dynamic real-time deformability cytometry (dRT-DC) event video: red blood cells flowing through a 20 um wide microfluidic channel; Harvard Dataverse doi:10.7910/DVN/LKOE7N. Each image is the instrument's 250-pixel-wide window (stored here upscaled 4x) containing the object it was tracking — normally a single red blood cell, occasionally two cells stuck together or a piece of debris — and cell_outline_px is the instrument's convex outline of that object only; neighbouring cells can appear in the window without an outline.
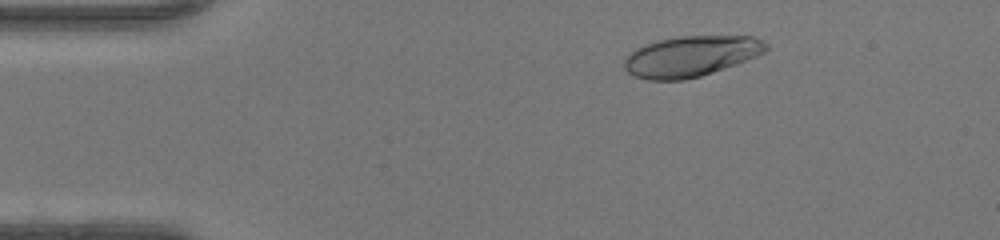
{"species": "human", "species_latin": "Homo sapiens", "temperature_condition": "warm", "stored_images_in_passage": 46, "camera_frame_rate_fps": 3000, "um_per_image_px": 0.085, "donor": {"sex": "female"}, "frame": {"image": 1, "passage_image": 6, "time_ms": 1.667, "image_size_px": [1000, 240], "cell_outline_px": [[768, 48], [764, 52], [756, 56], [736, 64], [700, 76], [684, 80], [648, 80], [636, 76], [628, 72], [624, 68], [624, 56], [636, 48], [644, 44], [676, 36], [752, 36], [764, 40], [768, 44]], "centroid_in_image_um": [58.71, 4.77], "position_along_channel_um": 26.3, "area_um2": 33.64}}
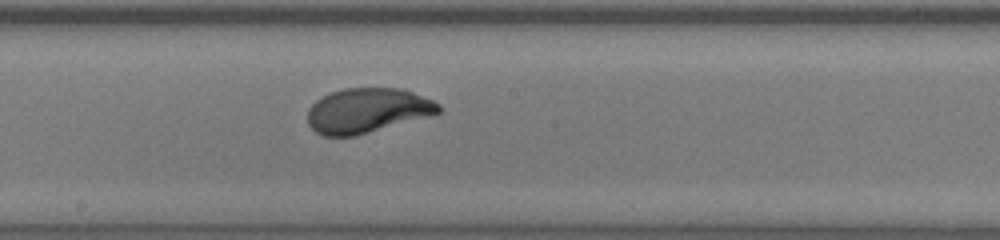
{"frame": {"image": 2, "passage_image": 24, "time_ms": 7.667, "image_size_px": [1000, 240], "cell_outline_px": [[440, 112], [432, 116], [356, 136], [324, 136], [316, 132], [308, 124], [308, 108], [316, 100], [332, 92], [344, 88], [404, 88], [432, 100], [440, 104]], "centroid_in_image_um": [31.24, 9.4], "position_along_channel_um": 217.0, "area_um2": 34.39}}
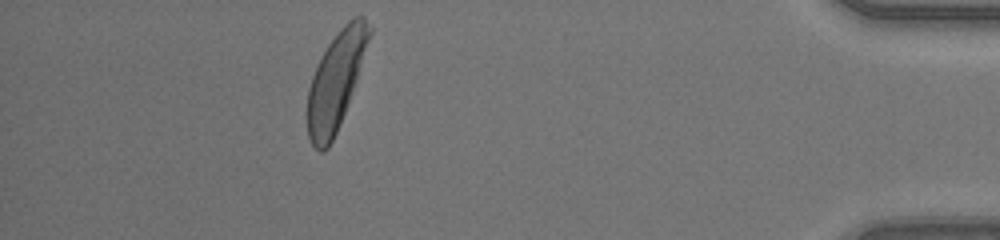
{"frame": {"image": 3, "passage_image": 41, "time_ms": 13.333, "image_size_px": [1000, 240], "cell_outline_px": [[372, 32], [352, 92], [340, 124], [328, 148], [324, 152], [320, 152], [312, 144], [308, 136], [308, 88], [312, 76], [328, 44], [340, 28], [352, 16], [364, 16], [372, 28]], "centroid_in_image_um": [28.56, 6.84], "position_along_channel_um": 406.6, "area_um2": 34.45}, "authors_computed_cell_mechanics": {"area_um2": 34.4488, "velocity_mm_per_s": 4.3356, "shape_relaxation_time_tau1_ms": 2.9266, "shape_relaxation_time_tau2_ms": null, "deformation_change_tau1": 0.1955, "deformation_change_tau2": null}}